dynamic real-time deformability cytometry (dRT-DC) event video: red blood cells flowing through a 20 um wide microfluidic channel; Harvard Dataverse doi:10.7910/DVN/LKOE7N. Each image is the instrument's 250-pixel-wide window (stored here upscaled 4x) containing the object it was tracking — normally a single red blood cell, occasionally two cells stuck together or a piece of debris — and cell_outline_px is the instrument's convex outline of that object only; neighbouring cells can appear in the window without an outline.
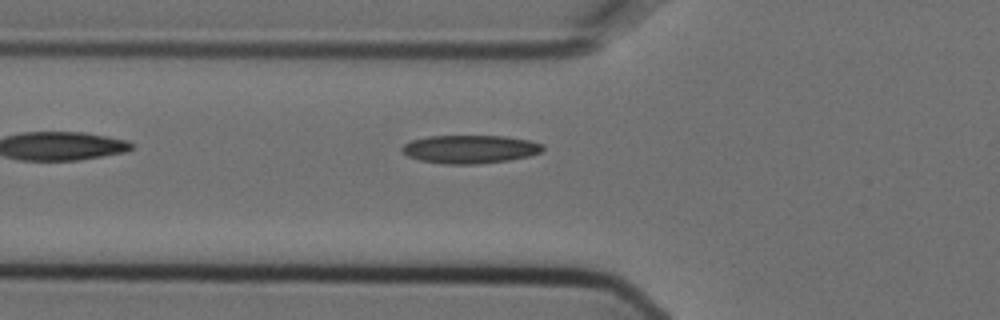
{"species": "Egyptian fruit bat (a non-hibernating species)", "species_latin": "Rousettus aegyptiacus", "temperature_condition": "cold", "stored_images_in_passage": 2, "camera_frame_rate_fps": 3000, "um_per_image_px": 0.085, "animal": {"sex": "female"}, "frame": {"image": 1, "passage_image": 2, "time_ms": 0.333, "image_size_px": [1000, 320], "cell_outline_px": [[544, 148], [540, 152], [528, 156], [508, 160], [476, 164], [444, 164], [420, 160], [408, 156], [400, 152], [400, 148], [404, 144], [412, 140], [428, 136], [504, 136], [528, 140], [544, 144]], "centroid_in_image_um": [39.91, 12.68], "position_along_channel_um": 85.9, "area_um2": 23.18}}